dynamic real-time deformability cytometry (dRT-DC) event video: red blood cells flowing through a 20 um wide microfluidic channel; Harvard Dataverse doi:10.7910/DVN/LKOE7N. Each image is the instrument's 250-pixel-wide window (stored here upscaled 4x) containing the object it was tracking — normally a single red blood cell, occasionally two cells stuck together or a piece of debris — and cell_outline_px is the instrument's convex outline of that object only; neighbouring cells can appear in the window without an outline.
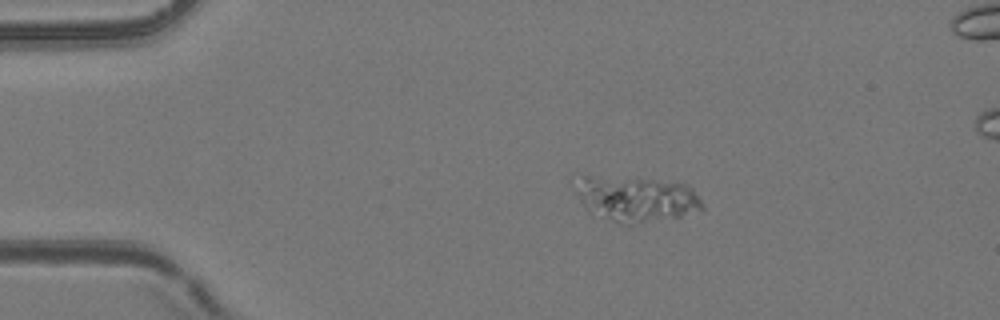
{"species": "common noctule bat (a hibernating species)", "species_latin": "Nyctalus noctula", "temperature_condition": "room temperature", "stored_images_in_passage": 53, "camera_frame_rate_fps": 3000, "um_per_image_px": 0.085, "animal": {"sex": "female", "body_mass_g": 24.6, "forearm_length_mm": 56.2}, "frame": {"image": 1, "passage_image": 11, "time_ms": 3.333, "image_size_px": [1000, 320], "cell_outline_px": [[704, 208], [680, 216], [632, 224], [620, 224], [592, 216], [584, 208], [576, 192], [584, 176], [592, 176], [652, 180], [688, 184], [692, 188], [704, 204]], "centroid_in_image_um": [54.08, 16.94], "position_along_channel_um": 30.9, "area_um2": 33.12}}